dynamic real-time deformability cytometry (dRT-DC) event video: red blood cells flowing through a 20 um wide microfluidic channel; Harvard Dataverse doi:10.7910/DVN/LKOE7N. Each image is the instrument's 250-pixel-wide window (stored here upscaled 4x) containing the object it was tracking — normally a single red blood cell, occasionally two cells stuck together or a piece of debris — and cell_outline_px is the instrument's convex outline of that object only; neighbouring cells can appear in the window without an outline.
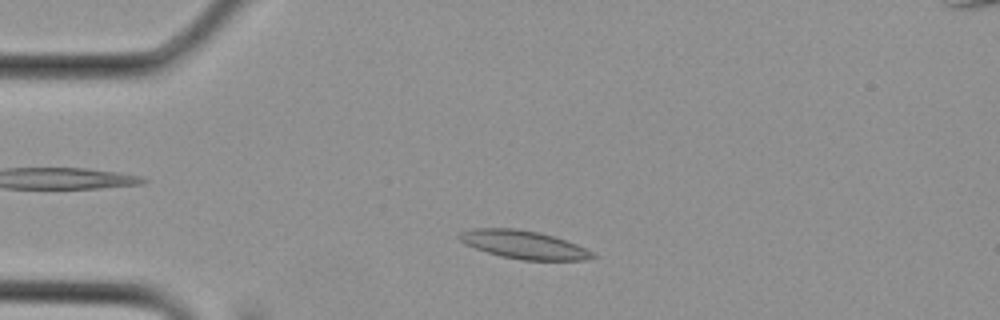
{"species": "Egyptian fruit bat (a non-hibernating species)", "species_latin": "Rousettus aegyptiacus", "temperature_condition": "cold", "stored_images_in_passage": 8, "camera_frame_rate_fps": 3000, "um_per_image_px": 0.085, "animal": {"sex": "female"}, "frame": {"image": 1, "passage_image": 4, "time_ms": 1.0, "image_size_px": [1000, 320], "cell_outline_px": [[596, 256], [584, 260], [524, 260], [500, 256], [476, 248], [460, 240], [456, 236], [460, 232], [472, 228], [516, 228], [540, 232], [556, 236], [576, 244], [592, 252]], "centroid_in_image_um": [44.51, 20.78], "position_along_channel_um": 40.5, "area_um2": 21.79}}
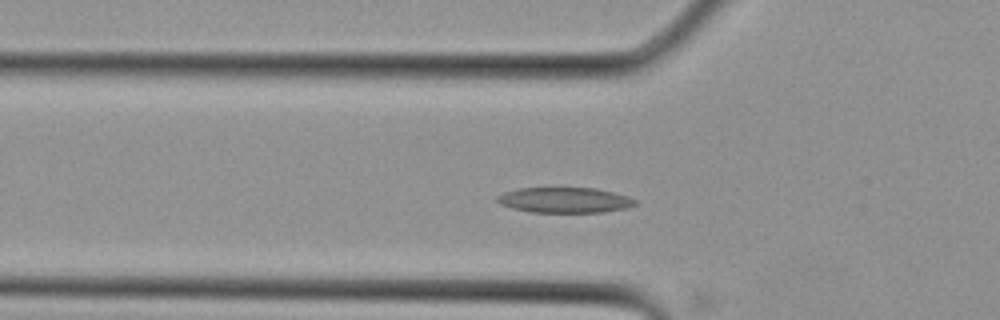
{"frame": {"image": 2, "passage_image": 7, "time_ms": 2.0, "image_size_px": [1000, 320], "cell_outline_px": [[636, 204], [628, 208], [604, 212], [532, 212], [512, 208], [500, 204], [496, 200], [496, 196], [504, 192], [520, 188], [596, 188], [628, 196], [636, 200]], "centroid_in_image_um": [48.0, 17.01], "position_along_channel_um": 77.8, "area_um2": 20.4}}